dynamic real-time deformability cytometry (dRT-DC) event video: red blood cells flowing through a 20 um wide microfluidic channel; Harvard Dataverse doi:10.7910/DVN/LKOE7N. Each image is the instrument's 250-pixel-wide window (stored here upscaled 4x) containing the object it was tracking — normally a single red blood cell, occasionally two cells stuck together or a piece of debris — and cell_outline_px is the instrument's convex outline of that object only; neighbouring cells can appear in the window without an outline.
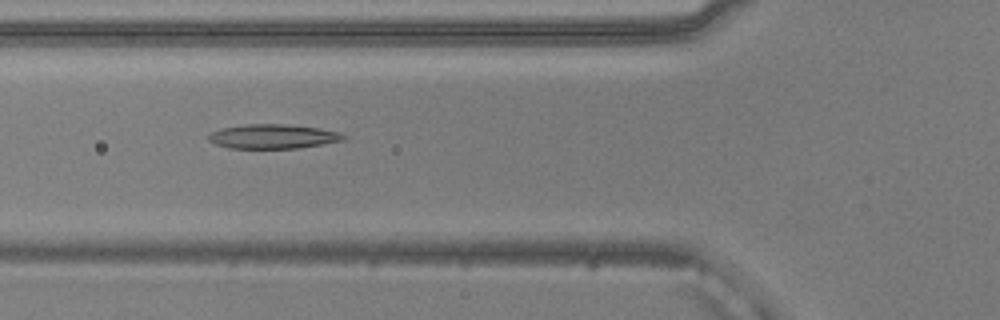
{"species": "common noctule bat (a hibernating species)", "species_latin": "Nyctalus noctula", "temperature_condition": "warm", "stored_images_in_passage": 51, "camera_frame_rate_fps": 3000, "um_per_image_px": 0.085, "animal": {"sex": "male", "body_mass_g": 20.5, "forearm_length_mm": 52.5}, "frame": {"image": 1, "passage_image": 18, "time_ms": 5.667, "image_size_px": [1000, 320], "cell_outline_px": [[348, 136], [344, 140], [296, 148], [228, 148], [216, 144], [208, 140], [208, 136], [212, 132], [220, 128], [244, 124], [280, 124], [320, 128], [340, 132]], "centroid_in_image_um": [23.19, 11.59], "position_along_channel_um": 102.6, "area_um2": 19.07}}
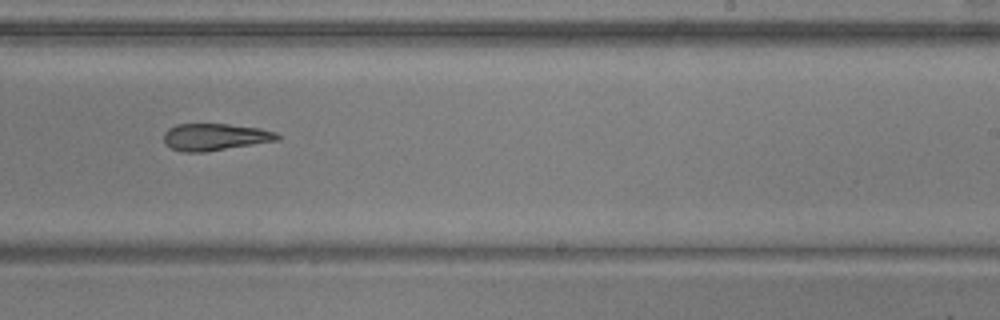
{"frame": {"image": 2, "passage_image": 31, "time_ms": 10.0, "image_size_px": [1000, 320], "cell_outline_px": [[280, 140], [204, 152], [180, 152], [164, 144], [164, 132], [168, 128], [176, 124], [228, 124], [260, 128], [276, 132], [280, 136]], "centroid_in_image_um": [18.26, 11.64], "position_along_channel_um": 270.7, "area_um2": 17.98}}
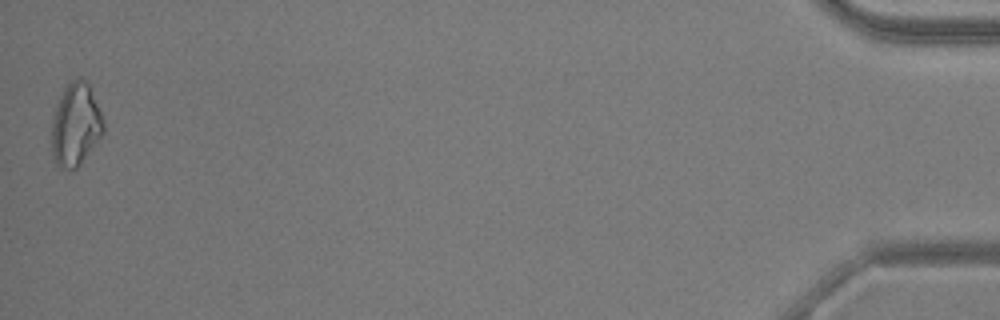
{"frame": {"image": 3, "passage_image": 51, "time_ms": 16.667, "image_size_px": [1000, 320], "cell_outline_px": [[104, 132], [80, 164], [76, 168], [60, 168], [56, 164], [52, 156], [52, 116], [56, 104], [64, 88], [72, 80], [88, 80], [104, 120]], "centroid_in_image_um": [6.43, 10.59], "position_along_channel_um": 428.8, "area_um2": 24.91}, "authors_computed_cell_mechanics": {"area_um2": 20.1144, "velocity_mm_per_s": 3.8725, "shape_relaxation_time_tau1_ms": null, "shape_relaxation_time_tau2_ms": 3.9683, "deformation_change_tau1": null, "deformation_change_tau2": 0.1476}}